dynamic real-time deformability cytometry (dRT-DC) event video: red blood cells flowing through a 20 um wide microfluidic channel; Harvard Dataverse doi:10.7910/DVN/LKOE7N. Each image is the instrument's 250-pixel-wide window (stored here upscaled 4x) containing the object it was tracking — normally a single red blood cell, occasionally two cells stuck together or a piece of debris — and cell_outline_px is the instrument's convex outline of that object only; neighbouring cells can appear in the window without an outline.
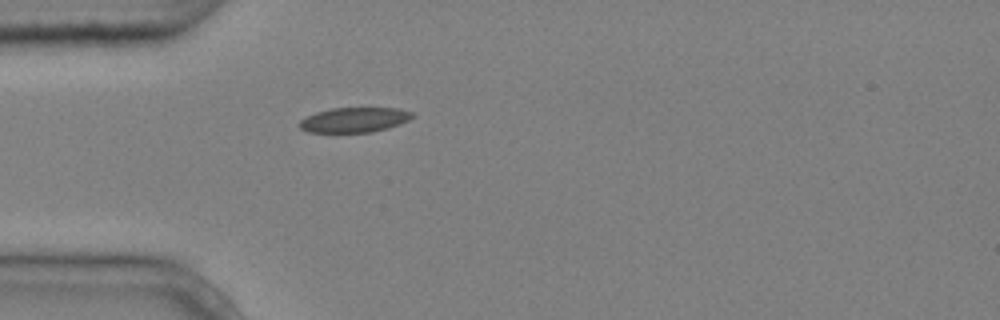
{"species": "common noctule bat (a hibernating species)", "species_latin": "Nyctalus noctula", "temperature_condition": "cold", "stored_images_in_passage": 1, "camera_frame_rate_fps": 3000, "um_per_image_px": 0.085, "animal": {"sex": "male", "body_mass_g": 20.4}, "frame": {"image": 1, "passage_image": 1, "time_ms": 0.0, "image_size_px": [1000, 320], "cell_outline_px": [[416, 116], [400, 124], [388, 128], [372, 132], [308, 132], [300, 128], [296, 124], [300, 120], [316, 112], [332, 108], [400, 108], [412, 112]], "centroid_in_image_um": [30.13, 10.18], "position_along_channel_um": 54.9, "area_um2": 16.47}}